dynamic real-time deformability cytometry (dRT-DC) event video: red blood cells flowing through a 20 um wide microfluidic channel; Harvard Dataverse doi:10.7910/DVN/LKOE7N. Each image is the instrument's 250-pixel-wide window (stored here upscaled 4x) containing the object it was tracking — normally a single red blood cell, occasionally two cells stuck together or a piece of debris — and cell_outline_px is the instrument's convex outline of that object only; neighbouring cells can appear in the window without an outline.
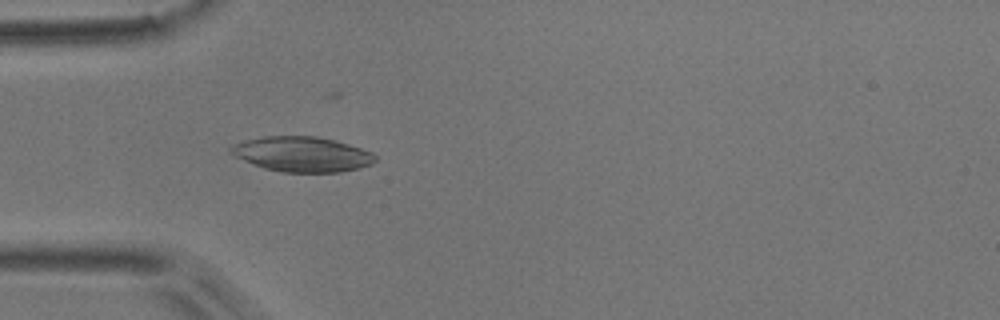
{"species": "common noctule bat (a hibernating species)", "species_latin": "Nyctalus noctula", "temperature_condition": "room temperature", "stored_images_in_passage": 44, "camera_frame_rate_fps": 3000, "um_per_image_px": 0.085, "animal": {"sex": "male", "body_mass_g": 17.9}, "frame": {"image": 1, "passage_image": 15, "time_ms": 4.667, "image_size_px": [1000, 320], "cell_outline_px": [[376, 160], [372, 164], [360, 168], [340, 172], [284, 172], [264, 168], [252, 164], [228, 152], [228, 148], [232, 144], [244, 140], [264, 136], [316, 136], [348, 144], [372, 152], [376, 156]], "centroid_in_image_um": [25.65, 13.1], "position_along_channel_um": 59.3, "area_um2": 29.54}}
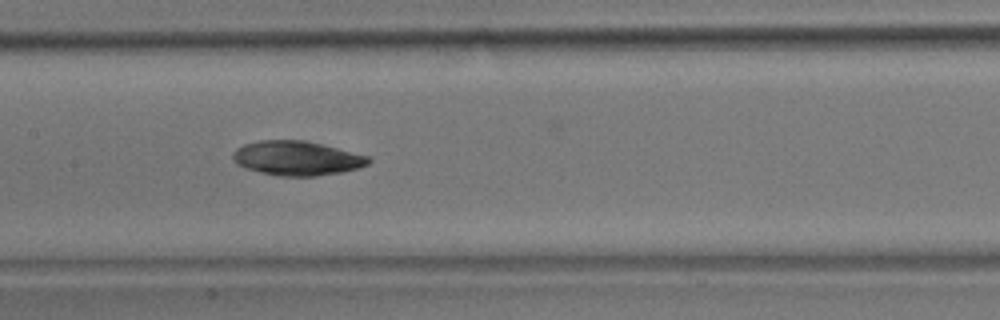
{"frame": {"image": 2, "passage_image": 25, "time_ms": 8.0, "image_size_px": [1000, 320], "cell_outline_px": [[372, 160], [368, 164], [360, 168], [340, 172], [316, 176], [276, 176], [244, 168], [236, 164], [232, 160], [232, 152], [236, 148], [244, 144], [260, 140], [304, 140], [368, 156]], "centroid_in_image_um": [25.18, 13.45], "position_along_channel_um": 182.2, "area_um2": 27.22}}
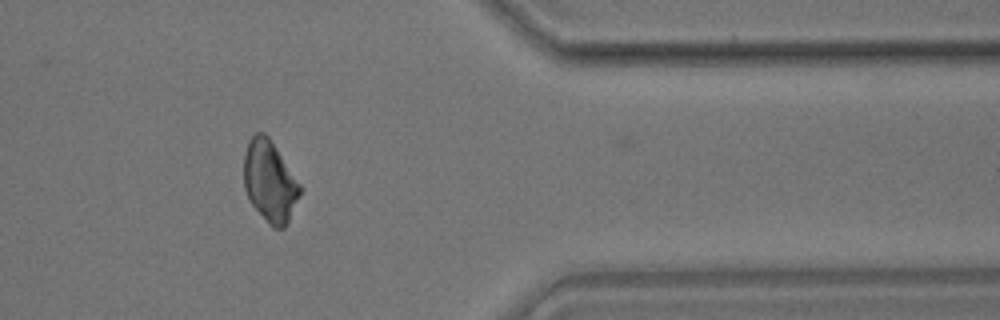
{"frame": {"image": 3, "passage_image": 43, "time_ms": 14.0, "image_size_px": [1000, 320], "cell_outline_px": [[300, 196], [284, 228], [272, 228], [268, 224], [252, 204], [244, 188], [244, 152], [248, 140], [256, 132], [264, 132], [268, 136], [300, 184]], "centroid_in_image_um": [22.91, 15.41], "position_along_channel_um": 388.5, "area_um2": 26.3}, "authors_computed_cell_mechanics": {"area_um2": 27.455, "velocity_mm_per_s": 3.7585, "shape_relaxation_time_tau1_ms": 5.9346, "shape_relaxation_time_tau2_ms": null, "deformation_change_tau1": 0.118, "deformation_change_tau2": null}}